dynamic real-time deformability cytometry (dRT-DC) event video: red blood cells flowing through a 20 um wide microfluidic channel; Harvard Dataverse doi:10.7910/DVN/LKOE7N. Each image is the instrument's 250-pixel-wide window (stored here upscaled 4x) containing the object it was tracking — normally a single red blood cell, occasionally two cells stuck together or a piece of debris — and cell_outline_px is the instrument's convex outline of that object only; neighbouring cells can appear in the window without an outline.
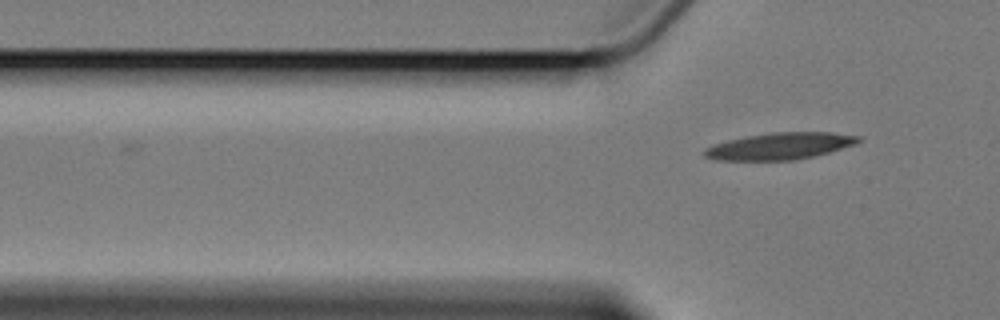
{"species": "Egyptian fruit bat (a non-hibernating species)", "species_latin": "Rousettus aegyptiacus", "temperature_condition": "cold", "stored_images_in_passage": 7, "camera_frame_rate_fps": 3000, "um_per_image_px": 0.085, "animal": {"sex": "female"}, "frame": {"image": 1, "passage_image": 7, "time_ms": 8.667, "image_size_px": [1000, 320], "cell_outline_px": [[860, 140], [856, 144], [828, 152], [812, 156], [792, 160], [716, 160], [704, 156], [700, 152], [704, 148], [712, 144], [744, 136], [772, 132], [832, 132], [860, 136]], "centroid_in_image_um": [66.22, 12.41], "position_along_channel_um": 59.6, "area_um2": 24.1}}